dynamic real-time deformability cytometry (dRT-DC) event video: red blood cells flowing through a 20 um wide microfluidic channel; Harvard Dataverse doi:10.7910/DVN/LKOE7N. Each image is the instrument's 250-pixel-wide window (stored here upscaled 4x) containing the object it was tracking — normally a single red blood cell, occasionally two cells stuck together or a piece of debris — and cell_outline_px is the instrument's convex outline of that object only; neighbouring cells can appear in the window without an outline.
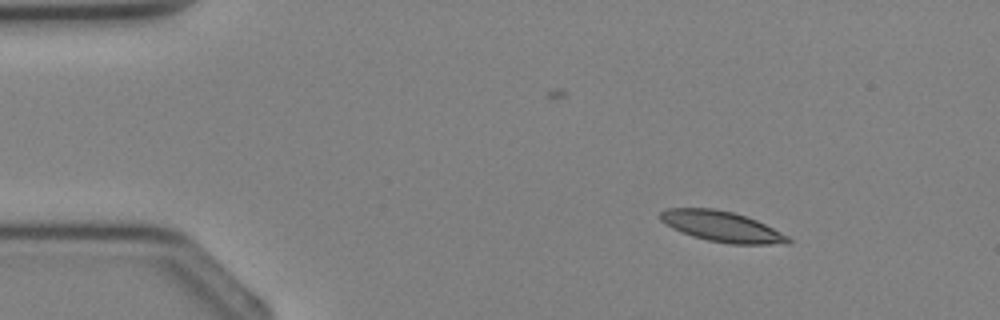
{"species": "Egyptian fruit bat (a non-hibernating species)", "species_latin": "Rousettus aegyptiacus", "temperature_condition": "cold", "stored_images_in_passage": 3, "camera_frame_rate_fps": 3000, "um_per_image_px": 0.085, "animal": {"sex": "female"}, "frame": {"image": 1, "passage_image": 1, "time_ms": 0.0, "image_size_px": [1000, 320], "cell_outline_px": [[792, 240], [788, 244], [732, 244], [708, 240], [692, 236], [672, 228], [660, 220], [660, 212], [668, 208], [716, 208], [732, 212], [756, 220], [788, 236]], "centroid_in_image_um": [61.34, 19.25], "position_along_channel_um": 23.7, "area_um2": 22.54}}
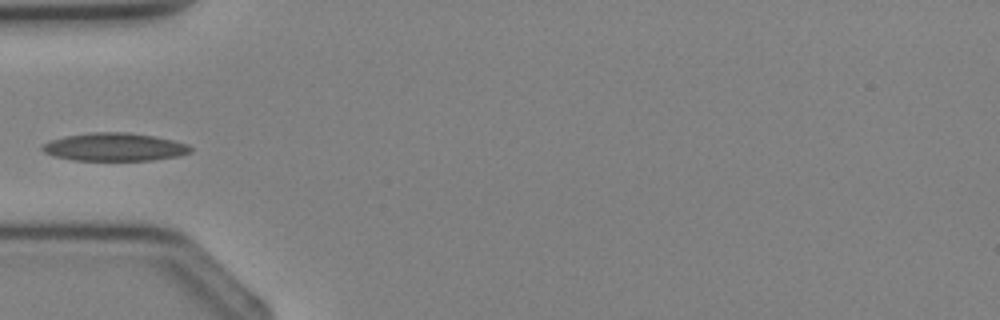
{"frame": {"image": 2, "passage_image": 3, "time_ms": 2.333, "image_size_px": [1000, 320], "cell_outline_px": [[192, 152], [176, 156], [152, 160], [72, 160], [56, 156], [44, 152], [40, 148], [44, 144], [52, 140], [64, 136], [92, 132], [128, 132], [152, 136], [172, 140], [188, 144], [192, 148]], "centroid_in_image_um": [9.74, 12.49], "position_along_channel_um": 75.3, "area_um2": 23.99}}